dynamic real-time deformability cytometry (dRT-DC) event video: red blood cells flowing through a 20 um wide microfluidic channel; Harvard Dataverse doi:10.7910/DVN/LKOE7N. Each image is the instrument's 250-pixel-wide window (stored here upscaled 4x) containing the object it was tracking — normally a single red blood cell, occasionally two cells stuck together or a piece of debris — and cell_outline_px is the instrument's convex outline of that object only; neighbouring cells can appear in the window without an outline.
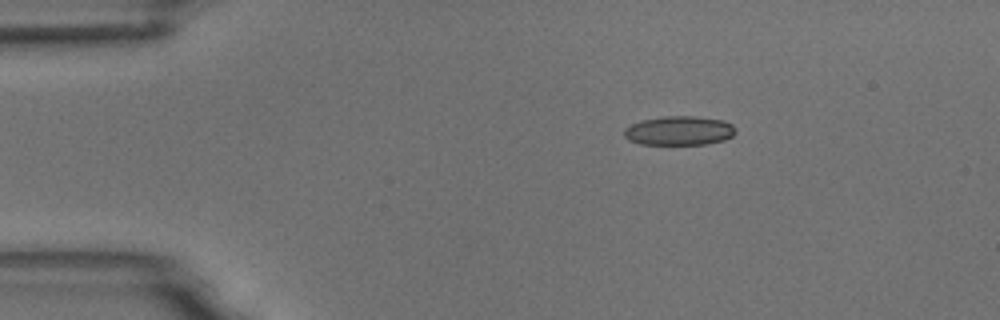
{"species": "common noctule bat (a hibernating species)", "species_latin": "Nyctalus noctula", "temperature_condition": "room temperature", "stored_images_in_passage": 2, "camera_frame_rate_fps": 3000, "um_per_image_px": 0.085, "animal": {"sex": "male", "body_mass_g": 18.8}, "frame": {"image": 1, "passage_image": 1, "time_ms": 0.0, "image_size_px": [1000, 320], "cell_outline_px": [[736, 132], [732, 136], [724, 140], [708, 144], [640, 144], [628, 140], [624, 136], [624, 128], [640, 120], [664, 116], [696, 116], [724, 120], [732, 124], [736, 128]], "centroid_in_image_um": [57.74, 11.1], "position_along_channel_um": 27.3, "area_um2": 19.13}}